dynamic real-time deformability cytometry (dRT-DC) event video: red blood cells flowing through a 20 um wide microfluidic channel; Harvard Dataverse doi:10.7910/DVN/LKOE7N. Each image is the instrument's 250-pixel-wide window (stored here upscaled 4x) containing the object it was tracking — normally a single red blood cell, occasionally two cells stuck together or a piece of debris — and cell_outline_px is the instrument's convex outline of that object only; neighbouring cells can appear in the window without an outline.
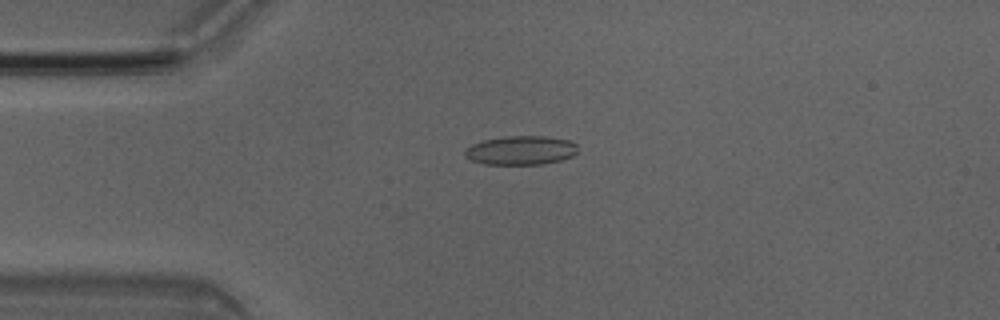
{"species": "Egyptian fruit bat (a non-hibernating species)", "species_latin": "Rousettus aegyptiacus", "temperature_condition": "room temperature", "stored_images_in_passage": 6, "camera_frame_rate_fps": 3000, "um_per_image_px": 0.085, "animal": {"sex": "male"}, "frame": {"image": 1, "passage_image": 4, "time_ms": 1.0, "image_size_px": [1000, 320], "cell_outline_px": [[576, 152], [572, 156], [560, 160], [540, 164], [484, 164], [472, 160], [464, 156], [464, 148], [472, 144], [484, 140], [504, 136], [544, 136], [568, 140], [576, 144]], "centroid_in_image_um": [44.22, 12.77], "position_along_channel_um": 40.8, "area_um2": 18.96}}